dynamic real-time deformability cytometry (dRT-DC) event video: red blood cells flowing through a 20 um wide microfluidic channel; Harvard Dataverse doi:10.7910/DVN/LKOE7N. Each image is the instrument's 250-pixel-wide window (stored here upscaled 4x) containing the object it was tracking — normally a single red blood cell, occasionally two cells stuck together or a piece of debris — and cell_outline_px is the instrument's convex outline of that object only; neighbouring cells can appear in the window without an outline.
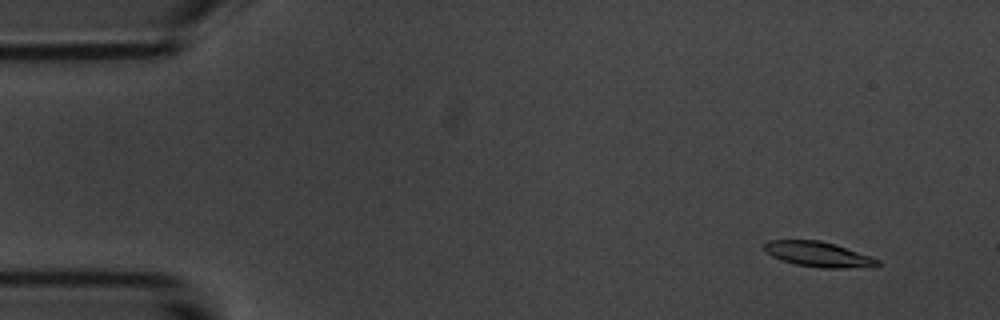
{"species": "common noctule bat (a hibernating species)", "species_latin": "Nyctalus noctula", "temperature_condition": "room temperature", "stored_images_in_passage": 6, "segment_of_instrument_passage": [1, 2], "camera_frame_rate_fps": 3000, "um_per_image_px": 0.085, "animal": {"sex": "male", "body_mass_g": 20.1, "forearm_length_mm": 53.5}, "frame": {"image": 1, "passage_image": 2, "time_ms": 1.333, "image_size_px": [1000, 320], "cell_outline_px": [[880, 264], [872, 268], [824, 268], [796, 264], [772, 256], [764, 248], [764, 244], [768, 240], [820, 240], [872, 256], [880, 260]], "centroid_in_image_um": [69.64, 21.62], "position_along_channel_um": 15.4, "area_um2": 16.53}}
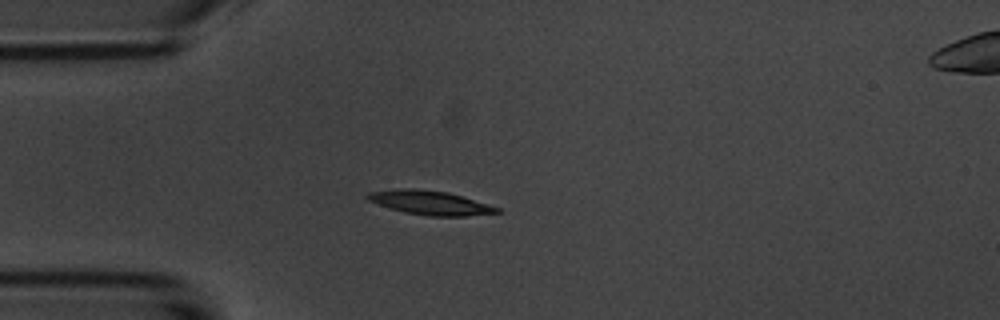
{"frame": {"image": 2, "passage_image": 5, "time_ms": 4.667, "image_size_px": [1000, 320], "cell_outline_px": [[500, 212], [464, 216], [428, 216], [404, 212], [368, 200], [364, 196], [368, 192], [400, 188], [412, 188], [448, 192], [488, 204], [500, 208]], "centroid_in_image_um": [36.54, 17.22], "position_along_channel_um": 48.5, "area_um2": 17.92}}